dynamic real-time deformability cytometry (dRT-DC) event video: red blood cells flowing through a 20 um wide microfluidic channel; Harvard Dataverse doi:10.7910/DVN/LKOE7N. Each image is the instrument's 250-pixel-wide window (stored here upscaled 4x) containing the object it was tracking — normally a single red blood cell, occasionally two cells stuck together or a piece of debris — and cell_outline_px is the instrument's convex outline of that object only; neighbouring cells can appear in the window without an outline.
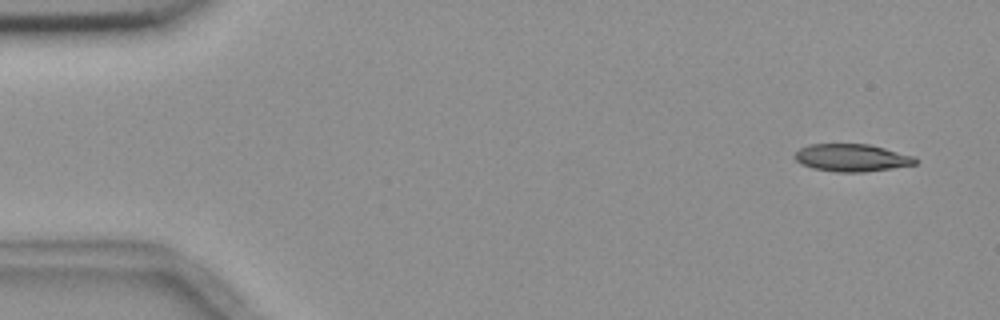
{"species": "common noctule bat (a hibernating species)", "species_latin": "Nyctalus noctula", "temperature_condition": "room temperature", "stored_images_in_passage": 5, "camera_frame_rate_fps": 3000, "um_per_image_px": 0.085, "animal": {"sex": "female", "body_mass_g": 18.4}, "frame": {"image": 1, "passage_image": 1, "time_ms": 0.0, "image_size_px": [1000, 320], "cell_outline_px": [[916, 164], [892, 168], [864, 172], [836, 172], [812, 168], [800, 164], [792, 156], [800, 148], [808, 144], [868, 144], [884, 148], [912, 156], [916, 160]], "centroid_in_image_um": [72.33, 13.41], "position_along_channel_um": 12.7, "area_um2": 19.25}}
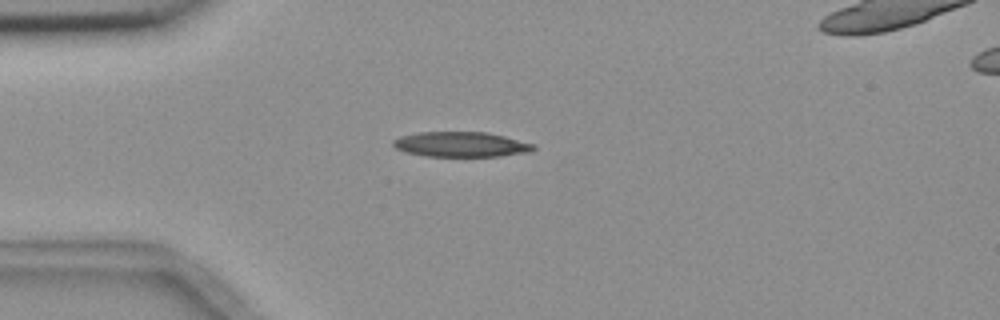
{"frame": {"image": 2, "passage_image": 4, "time_ms": 3.667, "image_size_px": [1000, 320], "cell_outline_px": [[536, 148], [532, 152], [500, 156], [428, 156], [404, 152], [396, 148], [392, 144], [392, 140], [400, 136], [420, 132], [488, 132], [536, 144]], "centroid_in_image_um": [39.22, 12.27], "position_along_channel_um": 45.8, "area_um2": 20.63}}